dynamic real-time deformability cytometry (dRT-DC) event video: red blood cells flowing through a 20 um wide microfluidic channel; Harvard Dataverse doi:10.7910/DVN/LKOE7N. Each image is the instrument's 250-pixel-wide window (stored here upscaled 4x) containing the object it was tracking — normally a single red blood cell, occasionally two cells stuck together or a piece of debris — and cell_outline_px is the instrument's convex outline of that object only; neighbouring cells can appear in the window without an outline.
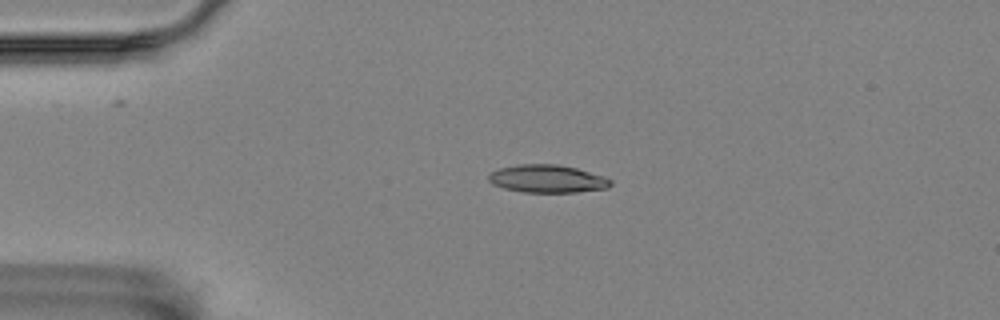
{"species": "Egyptian fruit bat (a non-hibernating species)", "species_latin": "Rousettus aegyptiacus", "temperature_condition": "room temperature", "stored_images_in_passage": 44, "camera_frame_rate_fps": 3000, "um_per_image_px": 0.085, "animal": {"sex": "female"}, "frame": {"image": 1, "passage_image": 8, "time_ms": 2.333, "image_size_px": [1000, 320], "cell_outline_px": [[612, 184], [608, 188], [576, 192], [520, 192], [504, 188], [492, 184], [488, 180], [488, 176], [492, 172], [500, 168], [520, 164], [556, 164], [576, 168], [604, 176], [612, 180]], "centroid_in_image_um": [46.53, 15.2], "position_along_channel_um": 38.5, "area_um2": 19.77}}
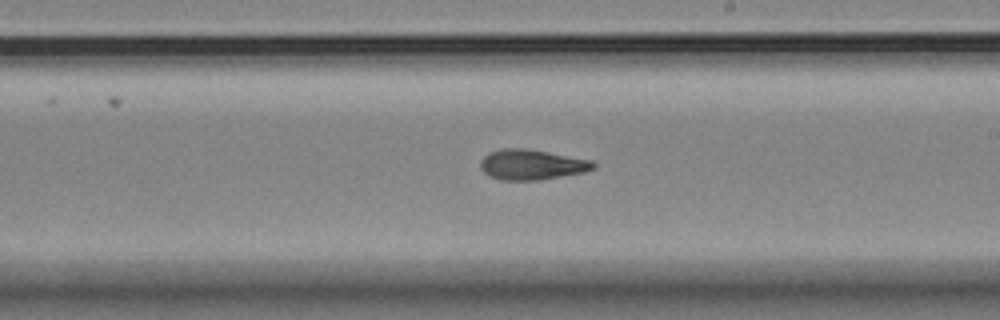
{"frame": {"image": 2, "passage_image": 28, "time_ms": 9.0, "image_size_px": [1000, 320], "cell_outline_px": [[596, 168], [584, 172], [540, 180], [500, 180], [488, 176], [480, 168], [480, 160], [488, 152], [504, 148], [524, 148], [548, 152], [592, 160], [596, 164]], "centroid_in_image_um": [45.18, 13.99], "position_along_channel_um": 243.8, "area_um2": 20.06}}
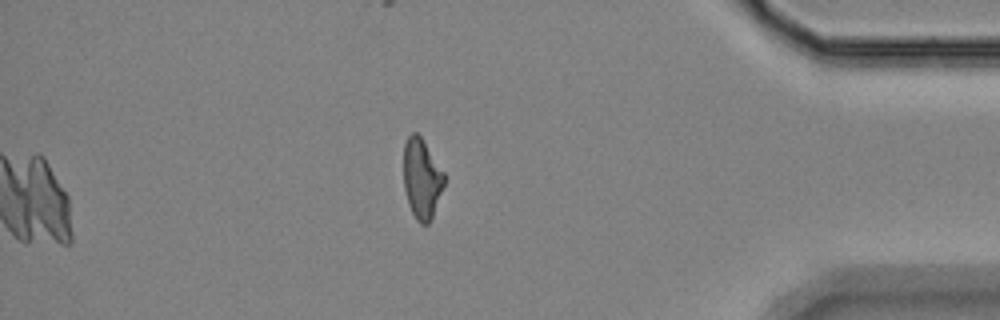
{"frame": {"image": 3, "passage_image": 44, "time_ms": 14.333, "image_size_px": [1000, 320], "cell_outline_px": [[444, 184], [432, 220], [428, 224], [420, 224], [416, 220], [408, 204], [404, 188], [404, 144], [408, 136], [412, 132], [416, 132], [420, 136], [444, 172]], "centroid_in_image_um": [35.84, 15.22], "position_along_channel_um": 399.4, "area_um2": 18.9}, "authors_computed_cell_mechanics": {"area_um2": 19.6809, "velocity_mm_per_s": 3.53, "shape_relaxation_time_tau1_ms": 5.1074, "shape_relaxation_time_tau2_ms": 2.413, "deformation_change_tau1": 0.1617, "deformation_change_tau2": 0.1043}}